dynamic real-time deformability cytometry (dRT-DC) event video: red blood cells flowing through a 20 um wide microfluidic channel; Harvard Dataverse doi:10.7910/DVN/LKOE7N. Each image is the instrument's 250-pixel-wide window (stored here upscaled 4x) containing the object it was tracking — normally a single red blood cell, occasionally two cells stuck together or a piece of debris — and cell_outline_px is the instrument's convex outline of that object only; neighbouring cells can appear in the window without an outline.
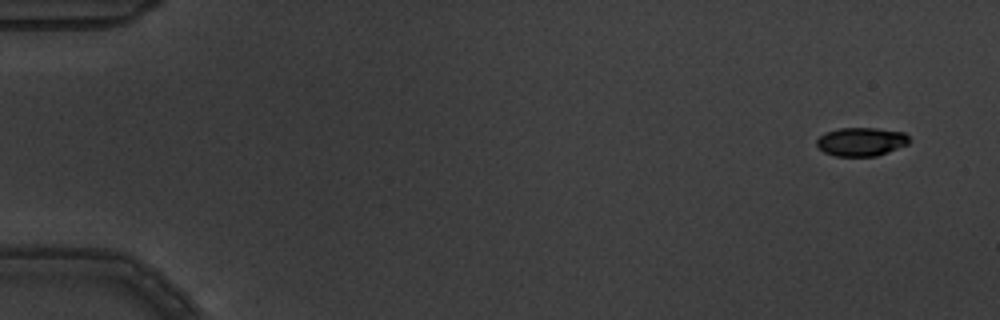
{"species": "common noctule bat (a hibernating species)", "species_latin": "Nyctalus noctula", "temperature_condition": "warm", "stored_images_in_passage": 5, "camera_frame_rate_fps": 3000, "um_per_image_px": 0.085, "animal": {"sex": "male", "body_mass_g": 19.5, "forearm_length_mm": 54.6}, "frame": {"image": 1, "passage_image": 2, "time_ms": 0.333, "image_size_px": [1000, 320], "cell_outline_px": [[912, 140], [908, 144], [888, 152], [876, 156], [836, 156], [824, 152], [816, 144], [816, 140], [824, 132], [840, 128], [876, 128], [904, 132]], "centroid_in_image_um": [73.22, 12.04], "position_along_channel_um": 11.8, "area_um2": 15.49}}